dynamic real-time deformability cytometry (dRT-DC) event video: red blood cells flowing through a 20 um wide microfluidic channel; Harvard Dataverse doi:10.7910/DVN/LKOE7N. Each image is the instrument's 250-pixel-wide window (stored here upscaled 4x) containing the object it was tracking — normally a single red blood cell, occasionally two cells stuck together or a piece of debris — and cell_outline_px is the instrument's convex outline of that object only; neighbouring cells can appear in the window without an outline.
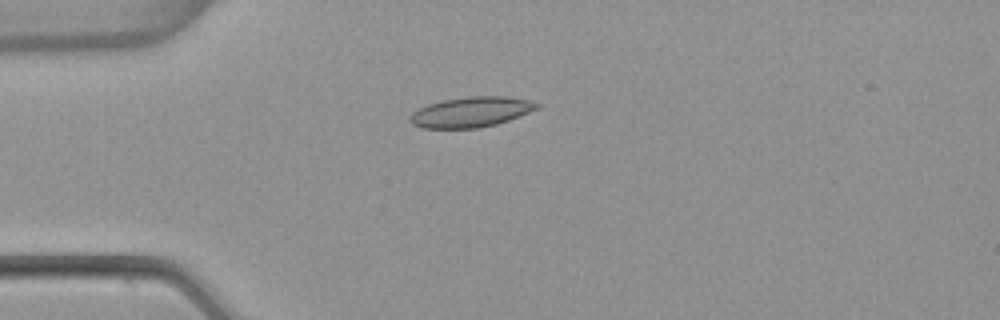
{"species": "common noctule bat (a hibernating species)", "species_latin": "Nyctalus noctula", "temperature_condition": "warm", "stored_images_in_passage": 5, "camera_frame_rate_fps": 3000, "um_per_image_px": 0.085, "animal": {"sex": "female", "body_mass_g": 22.7, "forearm_length_mm": 54.2}, "frame": {"image": 1, "passage_image": 3, "time_ms": 0.667, "image_size_px": [1000, 320], "cell_outline_px": [[540, 108], [508, 120], [496, 124], [480, 128], [424, 128], [412, 124], [408, 120], [408, 116], [412, 112], [428, 104], [444, 100], [468, 96], [508, 96], [528, 100], [540, 104]], "centroid_in_image_um": [40.03, 9.52], "position_along_channel_um": 45.0, "area_um2": 22.43}}
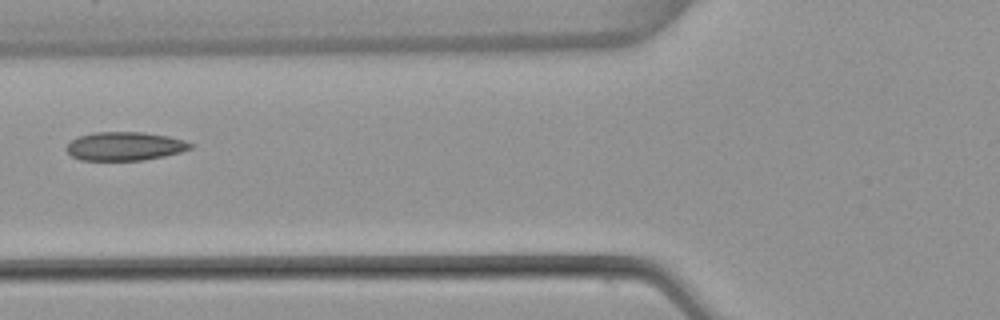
{"frame": {"image": 2, "passage_image": 5, "time_ms": 1.333, "image_size_px": [1000, 320], "cell_outline_px": [[192, 148], [180, 152], [164, 156], [144, 160], [80, 160], [72, 156], [64, 148], [72, 140], [80, 136], [92, 132], [140, 132], [168, 136], [184, 140], [192, 144]], "centroid_in_image_um": [10.59, 12.43], "position_along_channel_um": 115.2, "area_um2": 20.58}}